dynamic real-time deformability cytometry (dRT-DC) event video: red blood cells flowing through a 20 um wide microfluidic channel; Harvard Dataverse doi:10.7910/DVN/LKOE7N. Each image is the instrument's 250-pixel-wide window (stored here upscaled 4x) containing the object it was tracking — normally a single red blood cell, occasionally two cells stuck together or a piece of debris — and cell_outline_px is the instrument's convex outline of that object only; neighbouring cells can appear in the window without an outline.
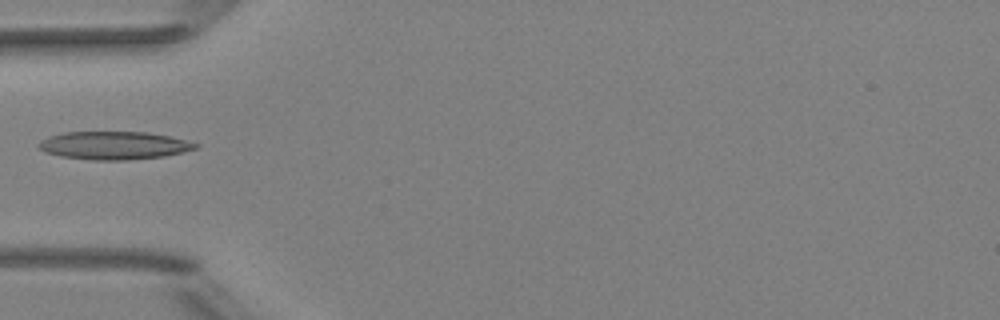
{"species": "Egyptian fruit bat (a non-hibernating species)", "species_latin": "Rousettus aegyptiacus", "temperature_condition": "room temperature", "stored_images_in_passage": 1, "camera_frame_rate_fps": 3000, "um_per_image_px": 0.085, "animal": {"sex": "female"}, "frame": {"image": 1, "passage_image": 1, "time_ms": 0.0, "image_size_px": [1000, 320], "cell_outline_px": [[200, 144], [196, 148], [184, 152], [164, 156], [128, 160], [92, 160], [60, 156], [44, 152], [36, 144], [40, 140], [48, 136], [64, 132], [148, 132], [168, 136]], "centroid_in_image_um": [9.65, 12.36], "position_along_channel_um": 75.4, "area_um2": 25.66}}